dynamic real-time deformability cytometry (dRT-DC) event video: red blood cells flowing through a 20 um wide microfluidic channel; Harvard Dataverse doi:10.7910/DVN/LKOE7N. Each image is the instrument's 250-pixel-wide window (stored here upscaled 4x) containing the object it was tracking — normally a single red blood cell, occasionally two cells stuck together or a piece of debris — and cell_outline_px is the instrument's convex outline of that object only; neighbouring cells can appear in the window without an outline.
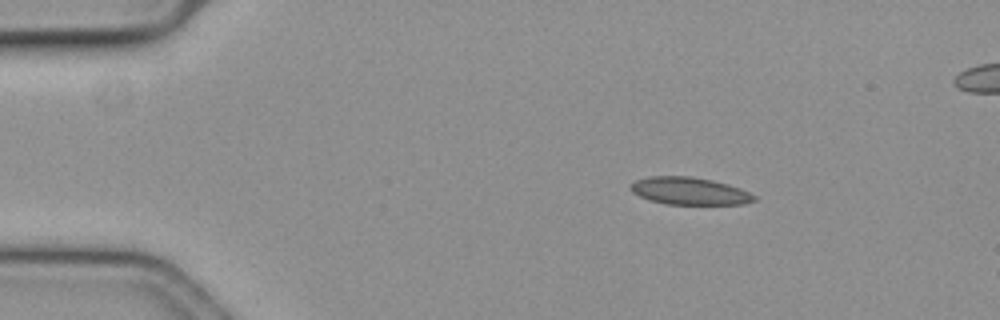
{"species": "common noctule bat (a hibernating species)", "species_latin": "Nyctalus noctula", "temperature_condition": "cold", "stored_images_in_passage": 9, "camera_frame_rate_fps": 3000, "um_per_image_px": 0.085, "animal": {"sex": "female", "body_mass_g": 19.3, "forearm_length_mm": 54.1}, "frame": {"image": 1, "passage_image": 1, "time_ms": 0.0, "image_size_px": [1000, 320], "cell_outline_px": [[756, 200], [744, 204], [664, 204], [648, 200], [632, 192], [628, 188], [636, 180], [652, 176], [688, 176], [712, 180], [728, 184], [740, 188], [756, 196]], "centroid_in_image_um": [58.59, 16.24], "position_along_channel_um": 26.4, "area_um2": 19.71}}